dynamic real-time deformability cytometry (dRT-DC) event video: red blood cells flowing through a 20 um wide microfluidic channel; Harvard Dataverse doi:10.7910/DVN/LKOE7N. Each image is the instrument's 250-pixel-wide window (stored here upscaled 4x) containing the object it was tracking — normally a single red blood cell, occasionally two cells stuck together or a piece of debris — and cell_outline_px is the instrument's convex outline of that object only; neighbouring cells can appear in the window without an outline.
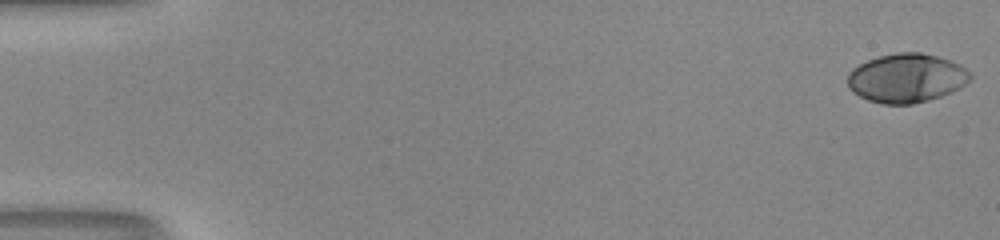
{"species": "human", "species_latin": "Homo sapiens", "temperature_condition": "room temperature", "stored_images_in_passage": 52, "camera_frame_rate_fps": 3000, "um_per_image_px": 0.085, "donor": {"sex": "male"}, "frame": {"image": 1, "passage_image": 1, "time_ms": 0.0, "image_size_px": [1000, 240], "cell_outline_px": [[972, 76], [960, 88], [952, 92], [928, 100], [912, 104], [884, 104], [868, 100], [852, 92], [848, 88], [848, 72], [852, 68], [868, 60], [880, 56], [896, 52], [920, 52], [952, 60], [960, 64], [972, 72]], "centroid_in_image_um": [77.06, 6.63], "position_along_channel_um": 7.9, "area_um2": 35.14}}
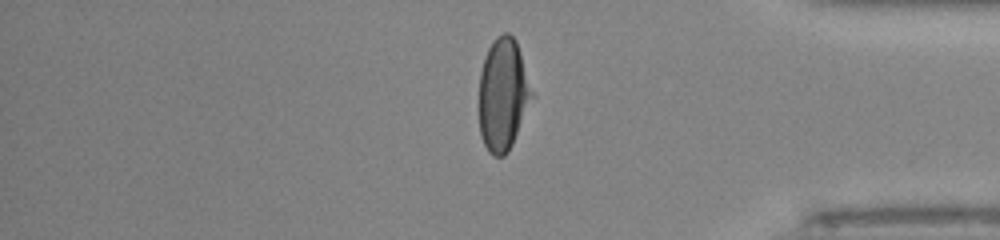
{"frame": {"image": 2, "passage_image": 44, "time_ms": 14.333, "image_size_px": [1000, 240], "cell_outline_px": [[536, 96], [508, 152], [504, 156], [492, 156], [488, 152], [480, 136], [480, 72], [488, 48], [492, 40], [496, 36], [504, 32], [508, 32], [516, 40]], "centroid_in_image_um": [42.8, 8.04], "position_along_channel_um": 392.4, "area_um2": 35.2}}
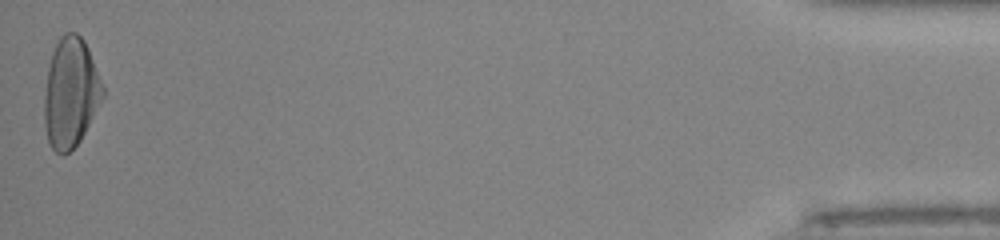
{"frame": {"image": 3, "passage_image": 52, "time_ms": 17.0, "image_size_px": [1000, 240], "cell_outline_px": [[104, 96], [80, 140], [64, 156], [60, 156], [52, 148], [48, 140], [44, 124], [44, 96], [48, 68], [52, 52], [60, 36], [64, 32], [76, 32], [84, 40], [88, 48], [104, 88]], "centroid_in_image_um": [5.99, 7.88], "position_along_channel_um": 429.2, "area_um2": 37.22}, "authors_computed_cell_mechanics": {"area_um2": 34.7378, "velocity_mm_per_s": 4.1192, "shape_relaxation_time_tau1_ms": 4.5112, "shape_relaxation_time_tau2_ms": null, "deformation_change_tau1": 0.2138, "deformation_change_tau2": null}}